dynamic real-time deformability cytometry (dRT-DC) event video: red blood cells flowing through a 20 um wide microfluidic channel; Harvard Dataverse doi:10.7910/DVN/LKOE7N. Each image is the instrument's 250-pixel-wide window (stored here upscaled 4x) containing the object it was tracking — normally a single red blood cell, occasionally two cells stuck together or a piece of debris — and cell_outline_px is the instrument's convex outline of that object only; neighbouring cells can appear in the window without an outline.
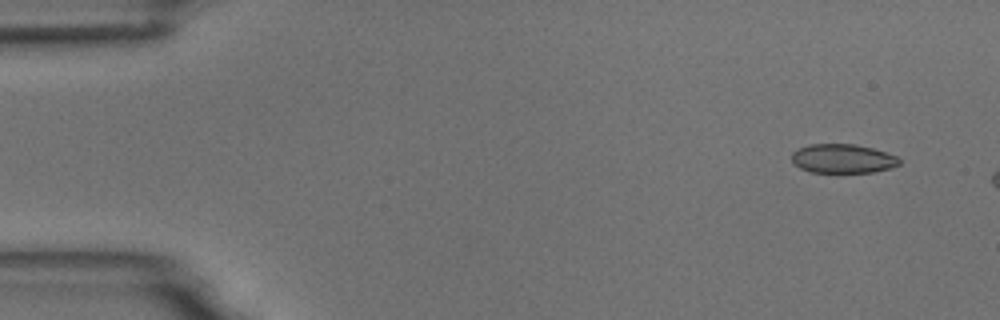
{"species": "common noctule bat (a hibernating species)", "species_latin": "Nyctalus noctula", "temperature_condition": "room temperature", "stored_images_in_passage": 4, "camera_frame_rate_fps": 3000, "um_per_image_px": 0.085, "animal": {"sex": "male", "body_mass_g": 18.8}, "frame": {"image": 1, "passage_image": 1, "time_ms": 0.0, "image_size_px": [1000, 320], "cell_outline_px": [[900, 164], [892, 168], [872, 172], [812, 172], [800, 168], [792, 160], [792, 152], [800, 148], [812, 144], [856, 144], [872, 148], [896, 156], [900, 160]], "centroid_in_image_um": [71.65, 13.48], "position_along_channel_um": 13.3, "area_um2": 18.03}}